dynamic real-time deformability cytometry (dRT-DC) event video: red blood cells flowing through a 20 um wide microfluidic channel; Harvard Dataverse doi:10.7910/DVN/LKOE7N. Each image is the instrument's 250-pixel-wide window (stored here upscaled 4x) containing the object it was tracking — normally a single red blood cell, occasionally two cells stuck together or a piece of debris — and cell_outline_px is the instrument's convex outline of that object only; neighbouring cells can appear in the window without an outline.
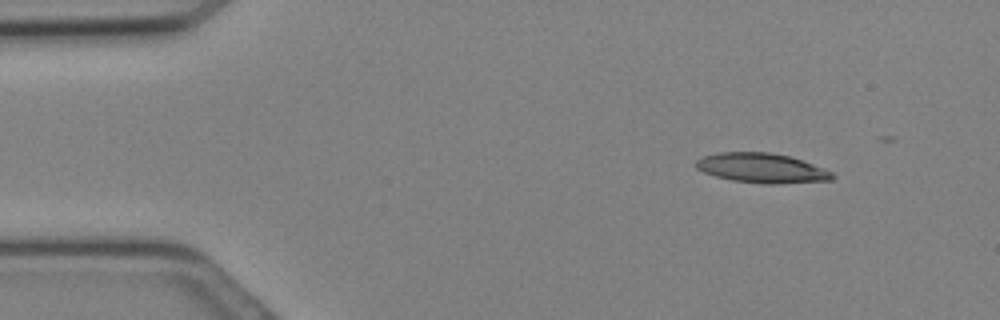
{"species": "Egyptian fruit bat (a non-hibernating species)", "species_latin": "Rousettus aegyptiacus", "temperature_condition": "cold", "stored_images_in_passage": 12, "camera_frame_rate_fps": 3000, "um_per_image_px": 0.085, "animal": {"sex": "female"}, "frame": {"image": 1, "passage_image": 3, "time_ms": 0.667, "image_size_px": [1000, 320], "cell_outline_px": [[836, 176], [832, 180], [776, 184], [764, 184], [732, 180], [716, 176], [704, 172], [696, 168], [696, 160], [704, 156], [720, 152], [772, 152], [788, 156], [824, 168], [832, 172]], "centroid_in_image_um": [64.76, 14.29], "position_along_channel_um": 20.2, "area_um2": 23.47}}
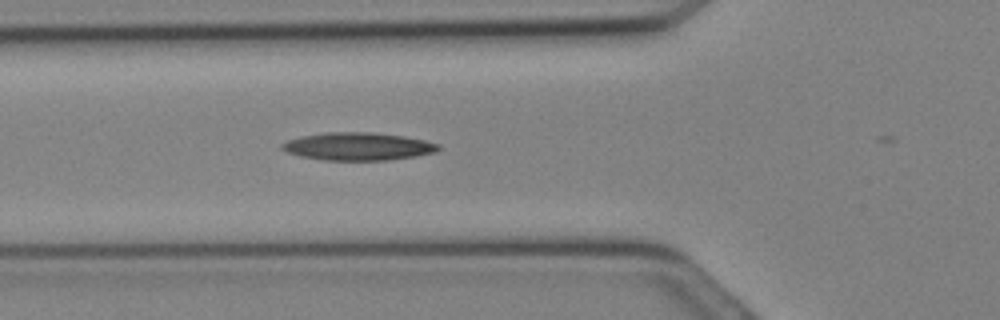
{"frame": {"image": 2, "passage_image": 10, "time_ms": 3.0, "image_size_px": [1000, 320], "cell_outline_px": [[440, 148], [436, 152], [416, 156], [384, 160], [324, 160], [300, 156], [288, 152], [280, 148], [280, 144], [288, 140], [300, 136], [328, 132], [372, 132], [404, 136], [424, 140], [440, 144]], "centroid_in_image_um": [30.42, 12.44], "position_along_channel_um": 95.4, "area_um2": 25.32}}
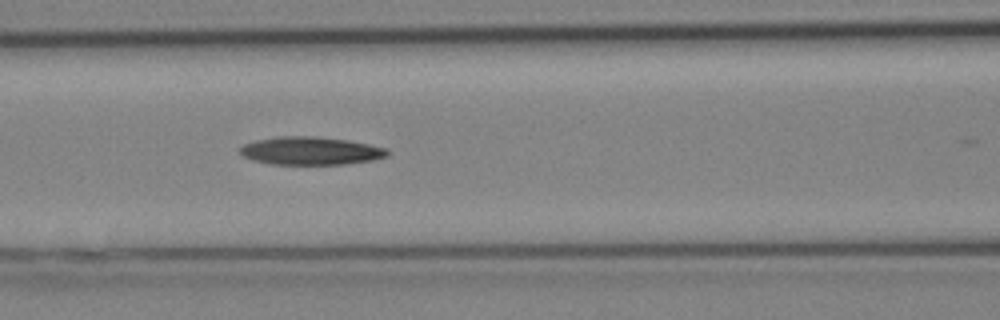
{"frame": {"image": 3, "passage_image": 12, "time_ms": 3.667, "image_size_px": [1000, 320], "cell_outline_px": [[392, 152], [388, 156], [372, 160], [344, 164], [272, 164], [256, 160], [244, 156], [240, 152], [240, 148], [244, 144], [256, 140], [276, 136], [316, 136], [348, 140], [388, 148]], "centroid_in_image_um": [26.46, 12.81], "position_along_channel_um": 140.1, "area_um2": 24.04}}